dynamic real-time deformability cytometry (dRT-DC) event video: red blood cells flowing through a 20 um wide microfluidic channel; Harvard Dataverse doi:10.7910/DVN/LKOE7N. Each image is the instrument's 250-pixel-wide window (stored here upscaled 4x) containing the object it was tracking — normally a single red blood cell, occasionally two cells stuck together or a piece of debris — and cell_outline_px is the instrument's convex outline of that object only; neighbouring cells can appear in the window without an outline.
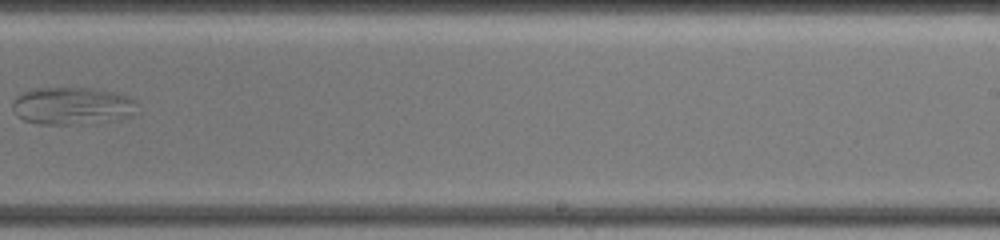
{"species": "common noctule bat (a hibernating species)", "species_latin": "Nyctalus noctula", "temperature_condition": "warm", "stored_images_in_passage": 19, "camera_frame_rate_fps": 3000, "um_per_image_px": 0.085, "animal": {"sex": "female", "body_mass_g": 19.5, "forearm_length_mm": 54.1}, "frame": {"image": 1, "passage_image": 11, "time_ms": 6.667, "image_size_px": [1000, 240], "cell_outline_px": [[140, 112], [132, 116], [116, 120], [92, 124], [36, 124], [24, 120], [16, 116], [12, 108], [12, 100], [16, 96], [24, 92], [36, 88], [92, 88], [116, 92], [128, 96], [136, 100]], "centroid_in_image_um": [6.2, 9.01], "position_along_channel_um": 282.8, "area_um2": 28.03}}
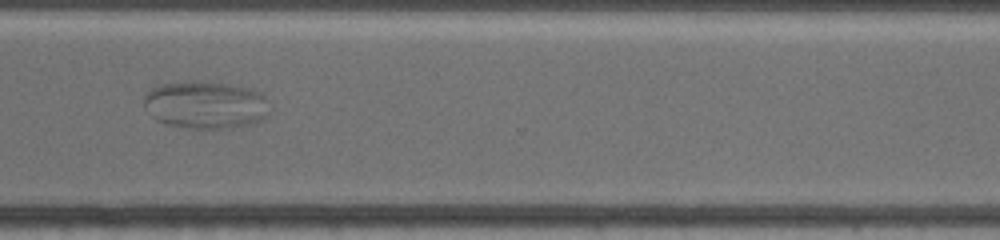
{"frame": {"image": 2, "passage_image": 14, "time_ms": 8.667, "image_size_px": [1000, 240], "cell_outline_px": [[264, 116], [260, 120], [252, 124], [232, 128], [188, 128], [168, 124], [156, 120], [144, 108], [144, 96], [152, 88], [164, 84], [228, 84], [260, 92], [264, 96]], "centroid_in_image_um": [17.41, 8.97], "position_along_channel_um": 353.2, "area_um2": 33.35}}
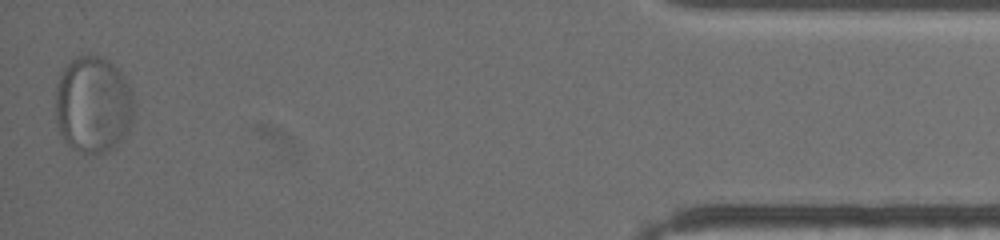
{"frame": {"image": 3, "passage_image": 19, "time_ms": 12.667, "image_size_px": [1000, 240], "cell_outline_px": [[132, 124], [124, 136], [108, 152], [80, 152], [68, 144], [64, 140], [60, 132], [56, 120], [56, 84], [64, 68], [76, 56], [104, 56], [124, 76], [132, 88]], "centroid_in_image_um": [7.91, 8.88], "position_along_channel_um": 427.3, "area_um2": 44.04}}